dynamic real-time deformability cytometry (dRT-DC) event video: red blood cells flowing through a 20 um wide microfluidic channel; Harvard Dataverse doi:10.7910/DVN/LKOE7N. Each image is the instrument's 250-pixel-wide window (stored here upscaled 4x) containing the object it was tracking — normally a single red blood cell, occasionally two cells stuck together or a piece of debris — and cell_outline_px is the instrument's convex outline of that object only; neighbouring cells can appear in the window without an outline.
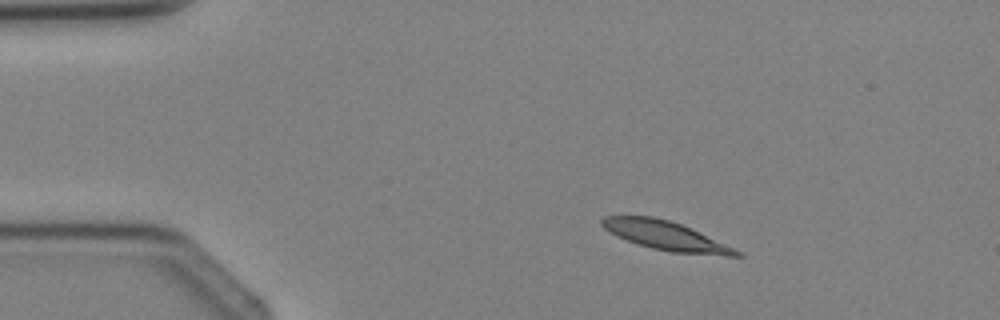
{"species": "Egyptian fruit bat (a non-hibernating species)", "species_latin": "Rousettus aegyptiacus", "temperature_condition": "cold", "stored_images_in_passage": 2, "camera_frame_rate_fps": 3000, "um_per_image_px": 0.085, "animal": {"sex": "female"}, "frame": {"image": 1, "passage_image": 1, "time_ms": 0.0, "image_size_px": [1000, 320], "cell_outline_px": [[744, 256], [728, 256], [672, 252], [652, 248], [636, 244], [604, 228], [600, 224], [600, 220], [604, 216], [652, 216], [668, 220], [680, 224], [744, 252]], "centroid_in_image_um": [56.61, 20.04], "position_along_channel_um": 28.4, "area_um2": 22.31}}